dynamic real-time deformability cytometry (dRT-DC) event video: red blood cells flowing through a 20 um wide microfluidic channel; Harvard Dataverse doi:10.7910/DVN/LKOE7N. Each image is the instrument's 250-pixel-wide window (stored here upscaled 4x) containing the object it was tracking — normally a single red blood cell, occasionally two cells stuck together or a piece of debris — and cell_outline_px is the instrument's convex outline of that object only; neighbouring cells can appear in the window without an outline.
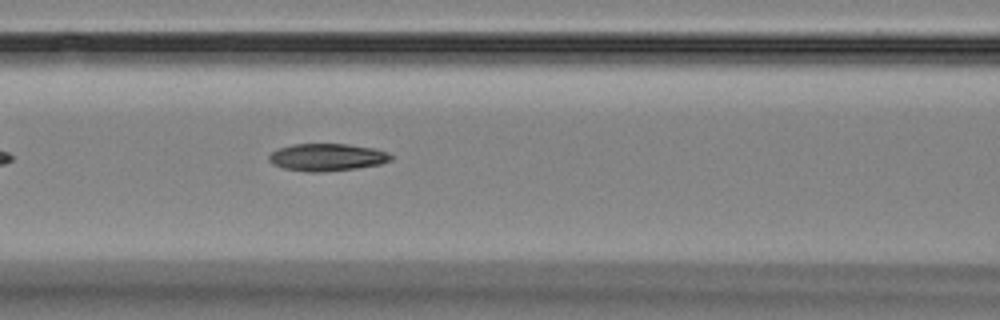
{"species": "Egyptian fruit bat (a non-hibernating species)", "species_latin": "Rousettus aegyptiacus", "temperature_condition": "room temperature", "stored_images_in_passage": 7, "segment_of_instrument_passage": [1, 2], "camera_frame_rate_fps": 3000, "um_per_image_px": 0.085, "animal": {"sex": "female"}, "frame": {"image": 1, "passage_image": 6, "time_ms": 6.667, "image_size_px": [1000, 320], "cell_outline_px": [[392, 160], [380, 164], [356, 168], [320, 172], [308, 172], [284, 168], [272, 164], [268, 160], [268, 156], [272, 152], [280, 148], [292, 144], [348, 144], [376, 148], [388, 152], [392, 156]], "centroid_in_image_um": [27.81, 13.36], "position_along_channel_um": 138.8, "area_um2": 19.48}}